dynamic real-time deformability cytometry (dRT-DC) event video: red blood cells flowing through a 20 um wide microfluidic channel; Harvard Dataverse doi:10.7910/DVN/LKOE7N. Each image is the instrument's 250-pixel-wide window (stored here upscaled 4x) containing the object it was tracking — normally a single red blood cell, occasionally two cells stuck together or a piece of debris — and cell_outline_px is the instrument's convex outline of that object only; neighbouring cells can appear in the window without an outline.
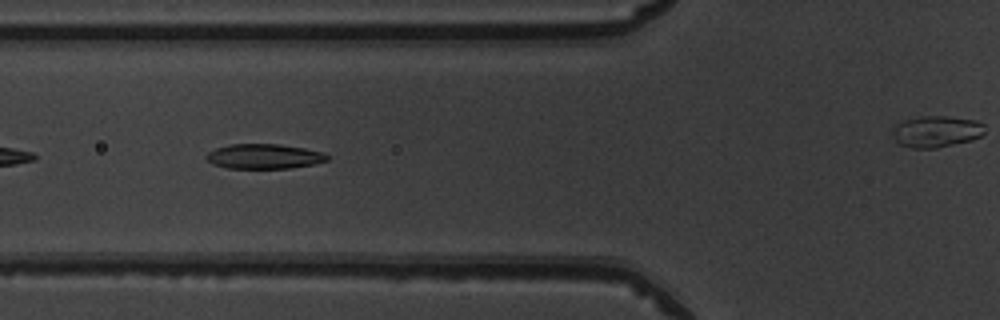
{"species": "common noctule bat (a hibernating species)", "species_latin": "Nyctalus noctula", "temperature_condition": "warm", "stored_images_in_passage": 28, "camera_frame_rate_fps": 3000, "um_per_image_px": 0.085, "animal": {"sex": "male", "body_mass_g": 19.5, "forearm_length_mm": 54.6}, "frame": {"image": 1, "passage_image": 5, "time_ms": 1.333, "image_size_px": [1000, 320], "cell_outline_px": [[328, 160], [316, 164], [288, 168], [228, 168], [212, 164], [204, 156], [208, 152], [216, 148], [228, 144], [280, 144], [304, 148], [324, 152], [328, 156]], "centroid_in_image_um": [22.45, 13.29], "position_along_channel_um": 103.4, "area_um2": 17.57}}
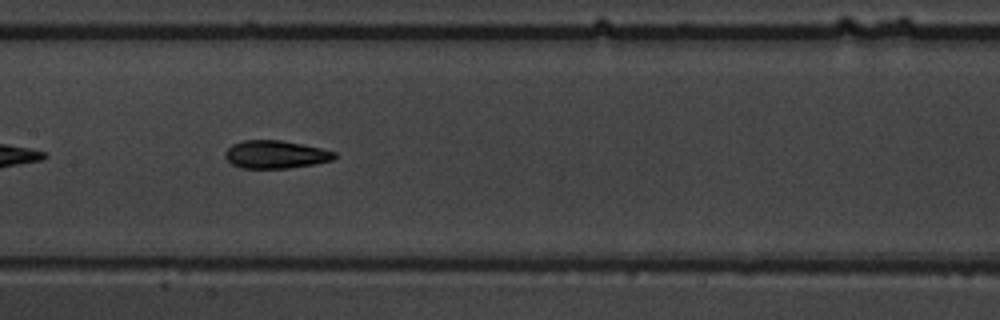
{"frame": {"image": 2, "passage_image": 11, "time_ms": 3.333, "image_size_px": [1000, 320], "cell_outline_px": [[336, 156], [332, 160], [316, 164], [288, 168], [240, 168], [232, 164], [224, 156], [224, 152], [232, 144], [244, 140], [280, 140], [320, 148], [336, 152]], "centroid_in_image_um": [23.4, 13.13], "position_along_channel_um": 184.0, "area_um2": 17.74}}
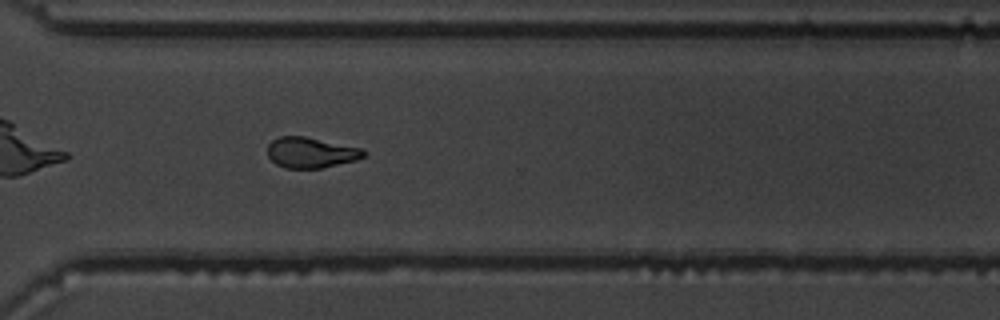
{"frame": {"image": 3, "passage_image": 23, "time_ms": 7.333, "image_size_px": [1000, 320], "cell_outline_px": [[368, 152], [364, 156], [356, 160], [320, 168], [284, 168], [276, 164], [268, 156], [268, 144], [272, 140], [280, 136], [304, 136], [364, 148]], "centroid_in_image_um": [26.45, 12.96], "position_along_channel_um": 344.2, "area_um2": 17.22}}